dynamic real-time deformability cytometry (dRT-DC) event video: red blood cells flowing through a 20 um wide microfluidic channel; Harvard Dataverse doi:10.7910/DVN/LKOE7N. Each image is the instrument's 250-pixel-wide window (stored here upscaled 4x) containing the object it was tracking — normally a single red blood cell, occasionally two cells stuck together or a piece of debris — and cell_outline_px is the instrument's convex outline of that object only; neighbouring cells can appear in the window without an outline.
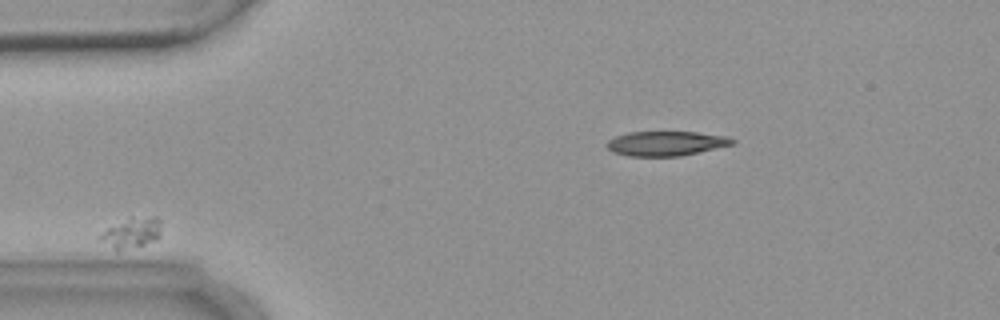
{"species": "common noctule bat (a hibernating species)", "species_latin": "Nyctalus noctula", "temperature_condition": "warm", "stored_images_in_passage": 5, "camera_frame_rate_fps": 3000, "um_per_image_px": 0.085, "animal": {"sex": "female", "body_mass_g": 18.4}, "frame": {"image": 1, "passage_image": 3, "time_ms": 2.667, "image_size_px": [1000, 320], "cell_outline_px": [[160, 236], [156, 240], [144, 244], [120, 248], [112, 248], [100, 236], [108, 228], [132, 216], [156, 216], [160, 220]], "centroid_in_image_um": [11.3, 19.71], "position_along_channel_um": 73.7, "area_um2": 10.17}}